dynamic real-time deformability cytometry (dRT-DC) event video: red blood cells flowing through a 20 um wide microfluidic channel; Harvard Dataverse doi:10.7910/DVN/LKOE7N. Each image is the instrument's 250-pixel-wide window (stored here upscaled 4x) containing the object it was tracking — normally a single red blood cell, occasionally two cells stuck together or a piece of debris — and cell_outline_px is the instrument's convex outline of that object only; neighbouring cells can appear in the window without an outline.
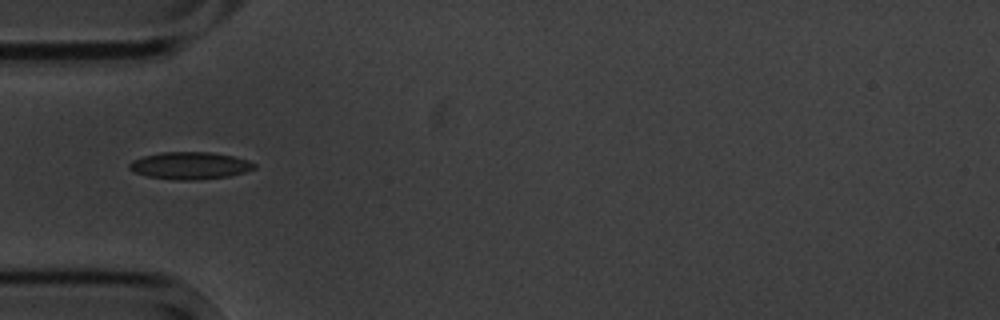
{"species": "common noctule bat (a hibernating species)", "species_latin": "Nyctalus noctula", "temperature_condition": "cold", "stored_images_in_passage": 3, "camera_frame_rate_fps": 3000, "um_per_image_px": 0.085, "animal": {"sex": "male", "body_mass_g": 20.1, "forearm_length_mm": 53.5}, "frame": {"image": 1, "passage_image": 2, "time_ms": 1.333, "image_size_px": [1000, 320], "cell_outline_px": [[256, 168], [244, 172], [228, 176], [200, 180], [172, 180], [148, 176], [136, 172], [128, 168], [128, 164], [132, 160], [144, 156], [160, 152], [212, 152], [232, 156], [248, 160], [256, 164]], "centroid_in_image_um": [16.14, 14.08], "position_along_channel_um": 68.9, "area_um2": 19.88}}
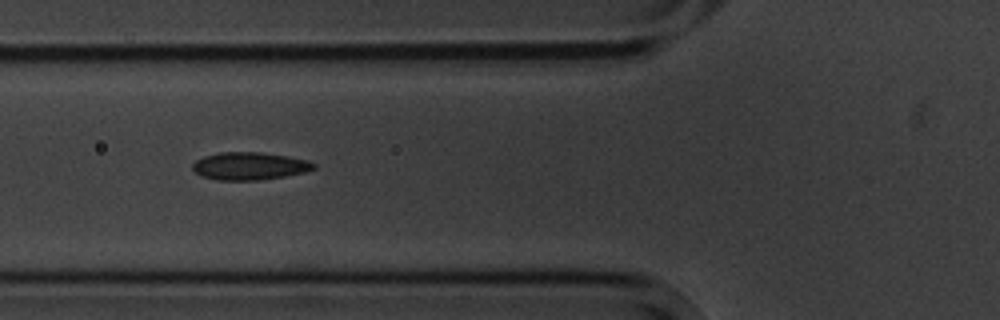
{"frame": {"image": 2, "passage_image": 3, "time_ms": 2.333, "image_size_px": [1000, 320], "cell_outline_px": [[316, 168], [304, 172], [284, 176], [260, 180], [216, 180], [200, 176], [192, 168], [192, 164], [196, 160], [204, 156], [220, 152], [260, 152], [288, 156], [308, 160], [316, 164]], "centroid_in_image_um": [21.2, 14.11], "position_along_channel_um": 104.6, "area_um2": 19.59}}